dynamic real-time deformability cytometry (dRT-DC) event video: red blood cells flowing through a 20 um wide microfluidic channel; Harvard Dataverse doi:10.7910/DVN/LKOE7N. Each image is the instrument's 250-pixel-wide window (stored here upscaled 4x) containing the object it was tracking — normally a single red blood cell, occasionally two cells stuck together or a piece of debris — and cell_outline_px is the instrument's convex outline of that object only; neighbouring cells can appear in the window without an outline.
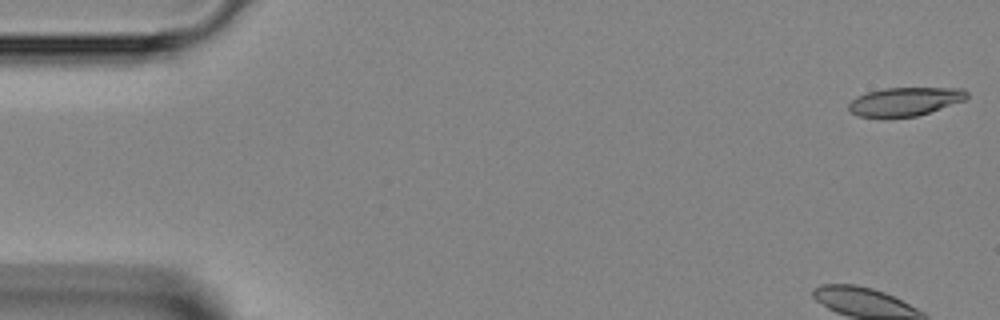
{"species": "Egyptian fruit bat (a non-hibernating species)", "species_latin": "Rousettus aegyptiacus", "temperature_condition": "room temperature", "stored_images_in_passage": 45, "camera_frame_rate_fps": 3000, "um_per_image_px": 0.085, "animal": {"sex": "female"}, "frame": {"image": 1, "passage_image": 1, "time_ms": 0.0, "image_size_px": [1000, 320], "cell_outline_px": [[968, 96], [964, 100], [916, 116], [860, 116], [852, 112], [848, 108], [848, 104], [856, 96], [868, 92], [884, 88], [964, 88], [968, 92]], "centroid_in_image_um": [76.93, 8.6], "position_along_channel_um": 8.1, "area_um2": 19.19}}